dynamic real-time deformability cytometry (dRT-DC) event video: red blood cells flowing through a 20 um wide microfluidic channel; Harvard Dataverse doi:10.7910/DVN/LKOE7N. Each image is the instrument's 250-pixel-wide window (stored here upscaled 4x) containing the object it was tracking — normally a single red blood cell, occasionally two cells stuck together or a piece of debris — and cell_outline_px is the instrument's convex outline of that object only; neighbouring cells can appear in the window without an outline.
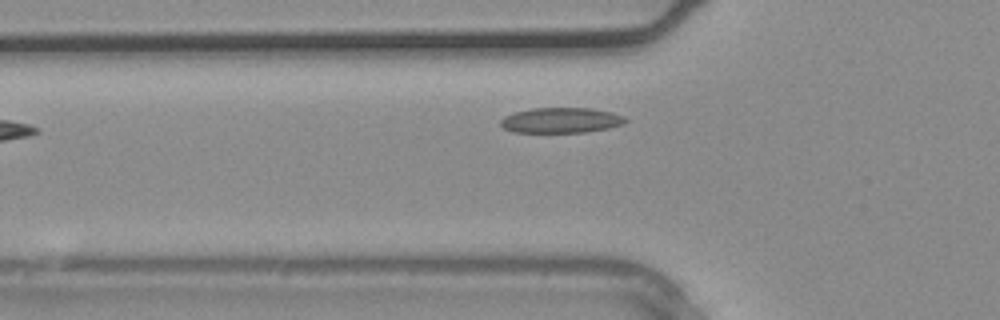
{"species": "common noctule bat (a hibernating species)", "species_latin": "Nyctalus noctula", "temperature_condition": "warm", "stored_images_in_passage": 2, "camera_frame_rate_fps": 3000, "um_per_image_px": 0.085, "animal": {"sex": "male", "body_mass_g": 20.4}, "frame": {"image": 1, "passage_image": 2, "time_ms": 0.333, "image_size_px": [1000, 320], "cell_outline_px": [[628, 120], [624, 124], [608, 128], [584, 132], [512, 132], [504, 128], [500, 124], [500, 120], [504, 116], [512, 112], [532, 108], [592, 108], [612, 112], [624, 116]], "centroid_in_image_um": [47.68, 10.21], "position_along_channel_um": 78.1, "area_um2": 18.55}}